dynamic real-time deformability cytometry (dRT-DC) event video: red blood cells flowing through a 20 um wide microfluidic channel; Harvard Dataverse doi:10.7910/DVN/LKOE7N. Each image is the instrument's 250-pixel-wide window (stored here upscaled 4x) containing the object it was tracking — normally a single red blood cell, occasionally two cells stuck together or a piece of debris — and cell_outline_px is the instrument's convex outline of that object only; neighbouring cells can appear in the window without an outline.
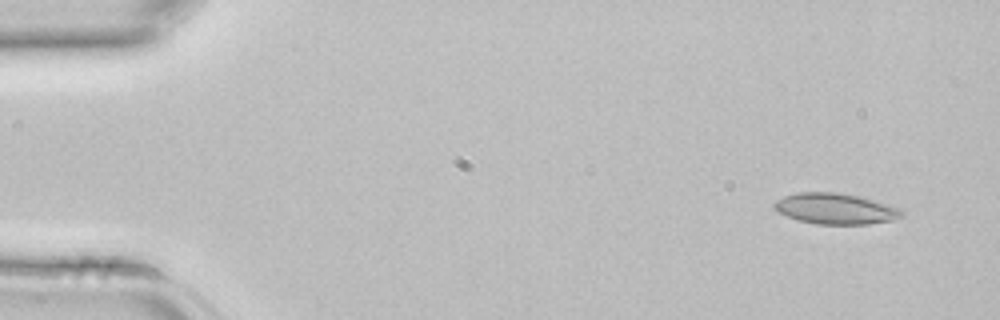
{"species": "common noctule bat (a hibernating species)", "species_latin": "Nyctalus noctula", "temperature_condition": "room temperature", "stored_images_in_passage": 3, "camera_frame_rate_fps": 3000, "um_per_image_px": 0.085, "animal": {"sex": "female", "body_mass_g": 22.7, "forearm_length_mm": 54.2}, "frame": {"image": 1, "passage_image": 1, "time_ms": 0.0, "image_size_px": [1000, 320], "cell_outline_px": [[904, 216], [892, 220], [868, 224], [816, 224], [800, 220], [788, 216], [772, 208], [772, 204], [776, 200], [784, 196], [796, 192], [836, 192], [860, 196], [888, 204], [900, 208], [904, 212]], "centroid_in_image_um": [71.02, 17.73], "position_along_channel_um": 14.0, "area_um2": 23.0}}
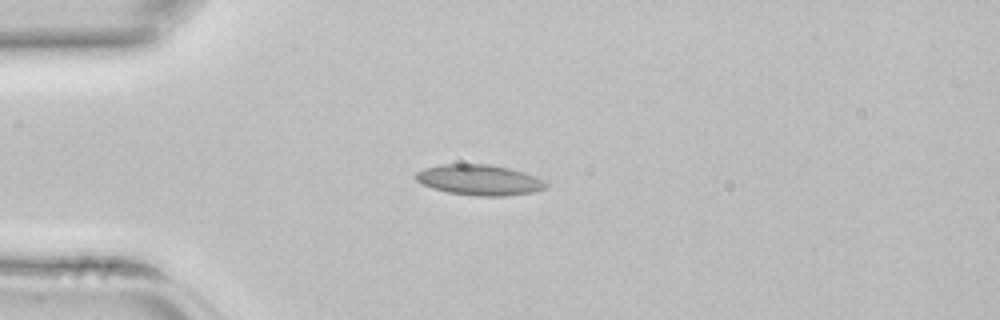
{"frame": {"image": 2, "passage_image": 3, "time_ms": 0.667, "image_size_px": [1000, 320], "cell_outline_px": [[548, 188], [532, 192], [504, 196], [476, 196], [448, 192], [432, 188], [416, 180], [412, 176], [416, 172], [424, 168], [440, 164], [488, 164], [508, 168], [536, 176], [544, 180], [548, 184]], "centroid_in_image_um": [40.73, 15.29], "position_along_channel_um": 44.3, "area_um2": 23.24}}